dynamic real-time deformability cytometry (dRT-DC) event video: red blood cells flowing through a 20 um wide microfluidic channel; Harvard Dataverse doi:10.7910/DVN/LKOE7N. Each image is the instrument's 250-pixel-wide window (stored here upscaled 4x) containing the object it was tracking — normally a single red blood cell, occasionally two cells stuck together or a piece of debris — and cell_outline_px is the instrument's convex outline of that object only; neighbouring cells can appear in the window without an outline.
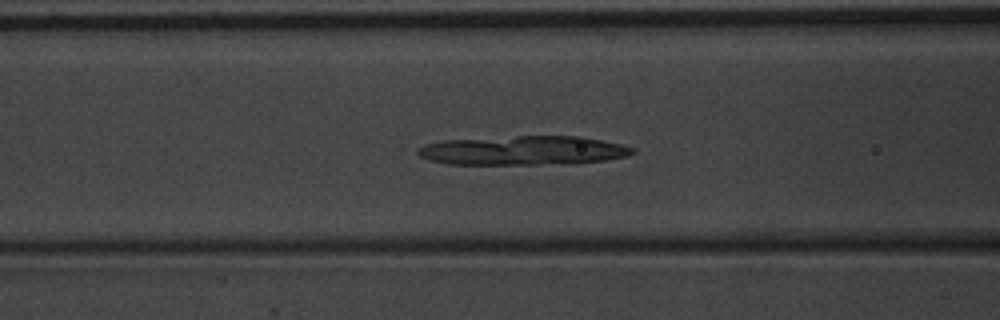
{"species": "common noctule bat (a hibernating species)", "species_latin": "Nyctalus noctula", "temperature_condition": "warm", "stored_images_in_passage": 55, "camera_frame_rate_fps": 3000, "um_per_image_px": 0.085, "animal": {"sex": "male", "body_mass_g": 20.1, "forearm_length_mm": 53.5}, "frame": {"image": 1, "passage_image": 23, "time_ms": 7.333, "image_size_px": [1000, 320], "cell_outline_px": [[636, 152], [628, 156], [604, 160], [536, 164], [448, 164], [428, 160], [420, 156], [416, 152], [416, 148], [424, 144], [444, 140], [516, 136], [580, 136], [620, 144], [636, 148]], "centroid_in_image_um": [44.41, 12.78], "position_along_channel_um": 122.2, "area_um2": 36.18}}
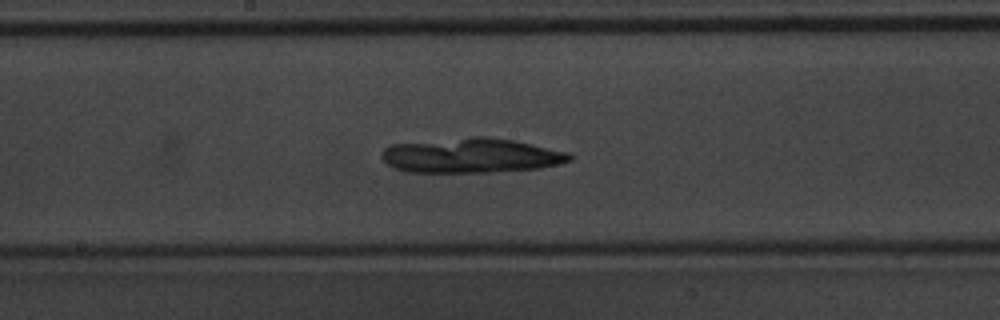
{"frame": {"image": 2, "passage_image": 30, "time_ms": 9.667, "image_size_px": [1000, 320], "cell_outline_px": [[572, 160], [540, 168], [492, 172], [408, 172], [392, 168], [380, 156], [380, 152], [384, 148], [392, 144], [472, 136], [488, 136], [512, 140], [568, 152], [572, 156]], "centroid_in_image_um": [40.0, 13.22], "position_along_channel_um": 208.2, "area_um2": 38.09}}
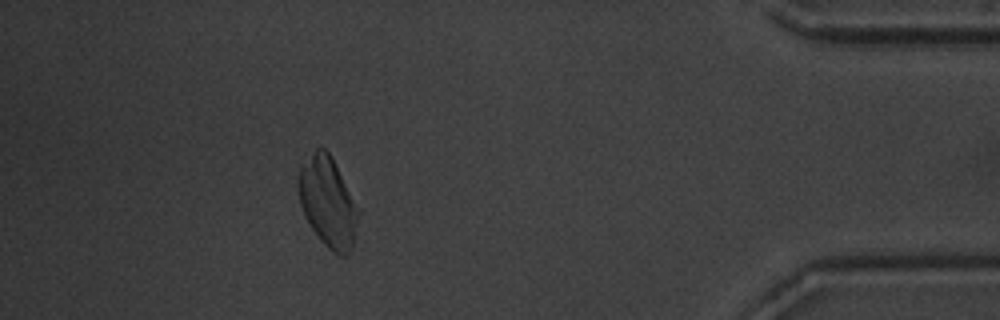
{"frame": {"image": 3, "passage_image": 50, "time_ms": 16.333, "image_size_px": [1000, 320], "cell_outline_px": [[360, 212], [352, 248], [344, 256], [340, 256], [332, 252], [320, 240], [312, 228], [300, 204], [296, 188], [296, 180], [300, 168], [316, 148], [320, 144], [328, 152], [360, 208]], "centroid_in_image_um": [27.87, 17.18], "position_along_channel_um": 407.3, "area_um2": 31.5}}